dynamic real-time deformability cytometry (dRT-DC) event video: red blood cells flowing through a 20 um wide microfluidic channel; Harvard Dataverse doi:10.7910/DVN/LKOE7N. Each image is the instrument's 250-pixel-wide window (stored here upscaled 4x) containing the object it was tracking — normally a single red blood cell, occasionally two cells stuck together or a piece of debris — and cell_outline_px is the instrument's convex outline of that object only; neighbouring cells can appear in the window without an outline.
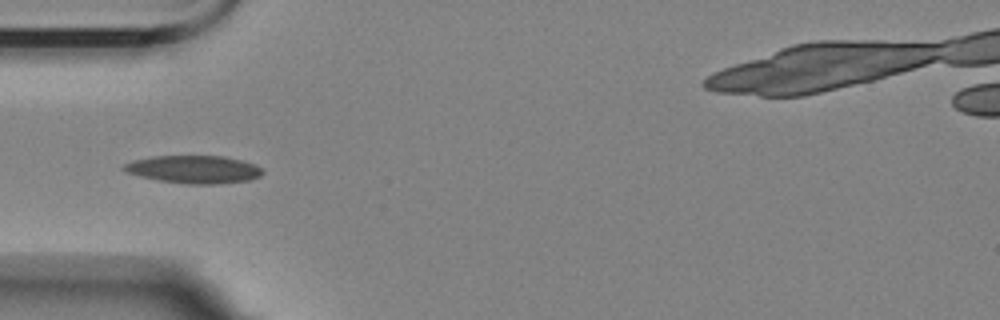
{"species": "Egyptian fruit bat (a non-hibernating species)", "species_latin": "Rousettus aegyptiacus", "temperature_condition": "room temperature", "stored_images_in_passage": 9, "camera_frame_rate_fps": 3000, "um_per_image_px": 0.085, "animal": {"sex": "female"}, "frame": {"image": 1, "passage_image": 4, "time_ms": 3.333, "image_size_px": [1000, 320], "cell_outline_px": [[264, 172], [260, 176], [248, 180], [216, 184], [188, 184], [156, 180], [124, 172], [120, 168], [124, 164], [132, 160], [152, 156], [224, 156], [240, 160], [252, 164], [260, 168]], "centroid_in_image_um": [16.4, 14.4], "position_along_channel_um": 68.6, "area_um2": 22.48}}
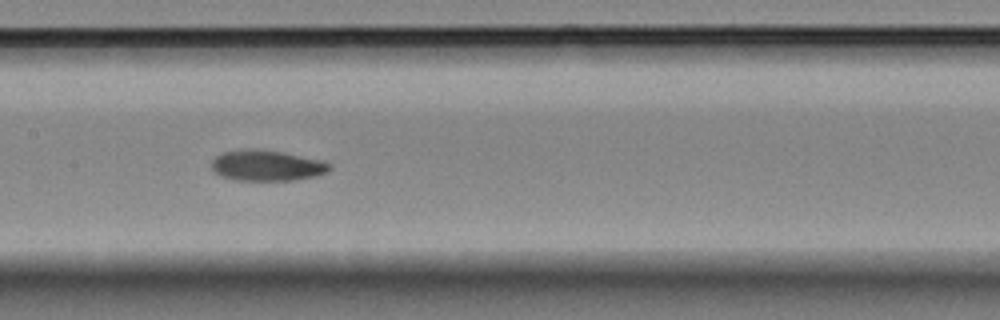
{"frame": {"image": 2, "passage_image": 7, "time_ms": 6.667, "image_size_px": [1000, 320], "cell_outline_px": [[332, 168], [328, 172], [312, 176], [292, 180], [236, 180], [220, 176], [212, 172], [212, 160], [216, 156], [224, 152], [240, 148], [252, 148], [280, 152], [324, 160], [332, 164]], "centroid_in_image_um": [22.66, 14.06], "position_along_channel_um": 184.7, "area_um2": 21.27}}
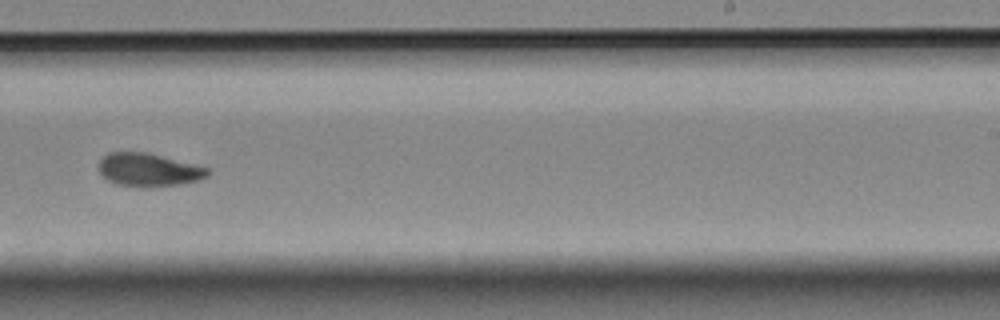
{"frame": {"image": 3, "passage_image": 9, "time_ms": 9.333, "image_size_px": [1000, 320], "cell_outline_px": [[212, 172], [208, 176], [200, 180], [180, 184], [116, 184], [108, 180], [100, 172], [100, 160], [108, 152], [144, 152], [208, 168]], "centroid_in_image_um": [12.65, 14.4], "position_along_channel_um": 276.3, "area_um2": 19.94}}